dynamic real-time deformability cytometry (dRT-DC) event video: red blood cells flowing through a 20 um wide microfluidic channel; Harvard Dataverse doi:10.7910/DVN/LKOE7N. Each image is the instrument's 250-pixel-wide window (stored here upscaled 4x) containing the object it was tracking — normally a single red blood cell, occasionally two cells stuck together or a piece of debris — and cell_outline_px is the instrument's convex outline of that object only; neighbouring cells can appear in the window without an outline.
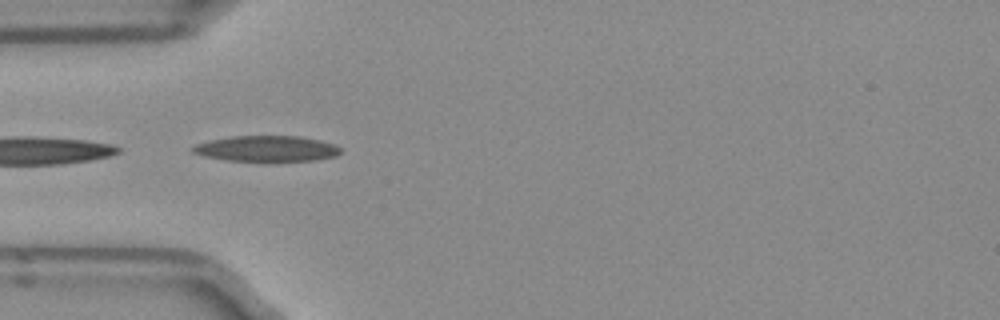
{"species": "Egyptian fruit bat (a non-hibernating species)", "species_latin": "Rousettus aegyptiacus", "temperature_condition": "room temperature", "stored_images_in_passage": 2, "camera_frame_rate_fps": 3000, "um_per_image_px": 0.085, "frame": {"image": 1, "passage_image": 1, "time_ms": 0.0, "image_size_px": [1000, 320], "cell_outline_px": [[340, 152], [336, 156], [312, 160], [264, 164], [228, 160], [204, 156], [192, 152], [192, 148], [196, 144], [212, 140], [232, 136], [300, 136], [320, 140], [336, 144], [340, 148]], "centroid_in_image_um": [22.69, 12.67], "position_along_channel_um": 62.3, "area_um2": 22.95}}
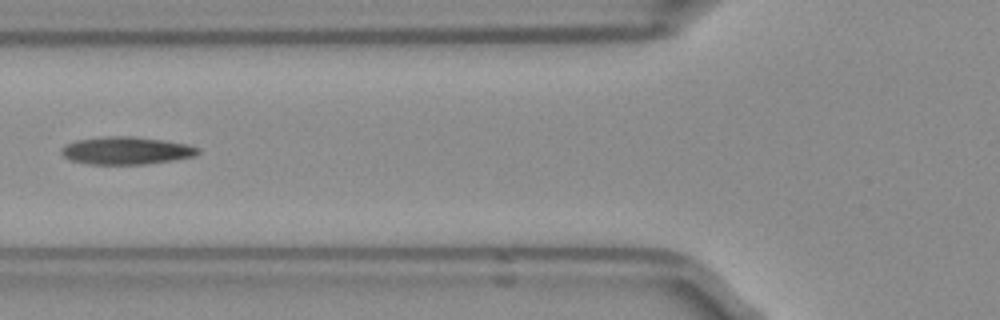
{"frame": {"image": 2, "passage_image": 2, "time_ms": 0.333, "image_size_px": [1000, 320], "cell_outline_px": [[200, 152], [196, 156], [172, 160], [144, 164], [88, 164], [72, 160], [64, 156], [60, 152], [60, 148], [64, 144], [76, 140], [100, 136], [132, 136], [160, 140], [184, 144], [200, 148]], "centroid_in_image_um": [10.68, 12.79], "position_along_channel_um": 115.1, "area_um2": 21.96}}